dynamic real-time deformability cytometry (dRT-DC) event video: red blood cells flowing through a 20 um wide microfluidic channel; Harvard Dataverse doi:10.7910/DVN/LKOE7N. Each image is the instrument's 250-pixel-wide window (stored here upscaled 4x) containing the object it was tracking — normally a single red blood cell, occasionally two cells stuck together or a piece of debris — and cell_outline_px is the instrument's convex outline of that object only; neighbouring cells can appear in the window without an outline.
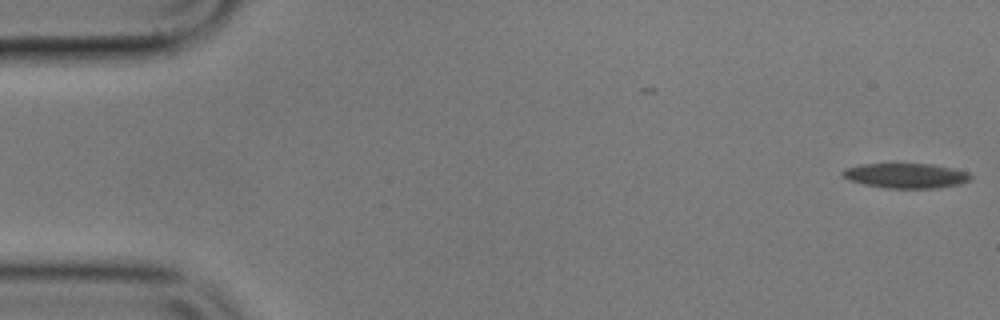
{"species": "common noctule bat (a hibernating species)", "species_latin": "Nyctalus noctula", "temperature_condition": "cold", "stored_images_in_passage": 9, "camera_frame_rate_fps": 3000, "um_per_image_px": 0.085, "animal": {"sex": "male", "body_mass_g": 17.9}, "frame": {"image": 1, "passage_image": 1, "time_ms": 0.0, "image_size_px": [1000, 320], "cell_outline_px": [[972, 180], [960, 184], [936, 188], [884, 188], [864, 184], [848, 180], [840, 176], [840, 172], [844, 168], [860, 164], [932, 164], [952, 168], [968, 172], [972, 176]], "centroid_in_image_um": [76.97, 14.93], "position_along_channel_um": 8.0, "area_um2": 18.79}}
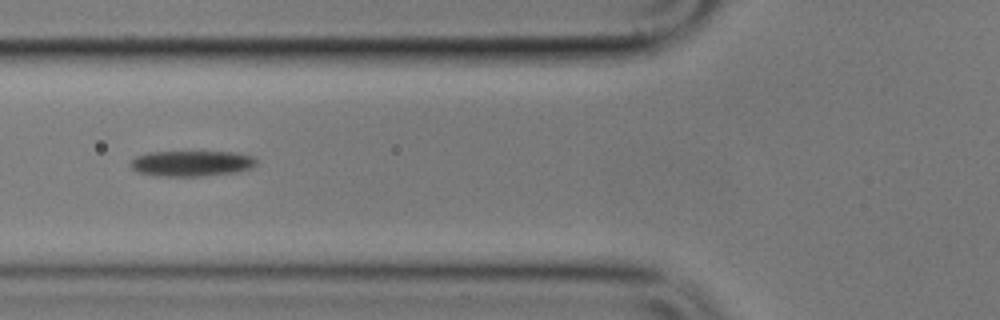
{"frame": {"image": 2, "passage_image": 7, "time_ms": 7.0, "image_size_px": [1000, 320], "cell_outline_px": [[256, 164], [252, 168], [236, 172], [204, 176], [156, 176], [136, 172], [128, 164], [136, 156], [148, 152], [240, 152], [252, 156], [256, 160]], "centroid_in_image_um": [16.27, 13.89], "position_along_channel_um": 109.5, "area_um2": 19.02}}
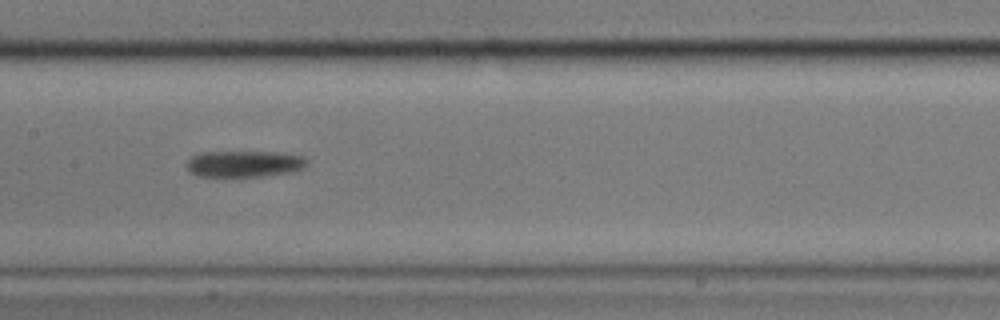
{"frame": {"image": 3, "passage_image": 9, "time_ms": 9.333, "image_size_px": [1000, 320], "cell_outline_px": [[308, 164], [304, 168], [292, 172], [260, 176], [196, 176], [188, 172], [184, 164], [192, 156], [200, 152], [276, 152], [304, 156], [308, 160]], "centroid_in_image_um": [20.74, 13.92], "position_along_channel_um": 186.7, "area_um2": 18.73}}